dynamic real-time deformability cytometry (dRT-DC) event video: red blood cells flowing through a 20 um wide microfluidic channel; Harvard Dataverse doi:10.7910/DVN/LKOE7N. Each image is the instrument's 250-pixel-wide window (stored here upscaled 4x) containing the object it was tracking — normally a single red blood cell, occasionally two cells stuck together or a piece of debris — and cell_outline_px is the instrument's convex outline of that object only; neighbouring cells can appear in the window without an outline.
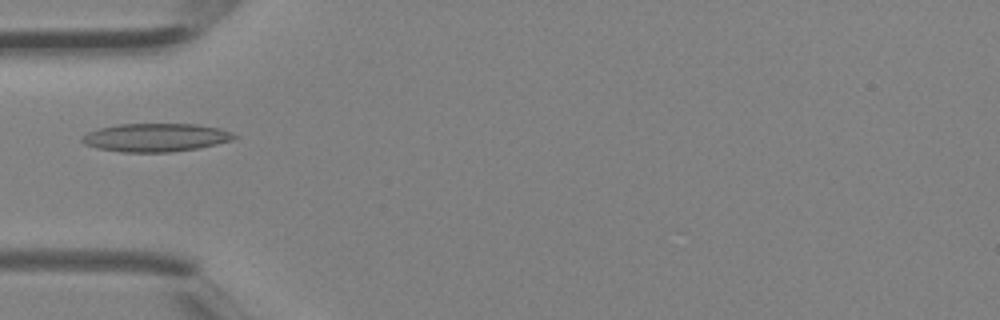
{"species": "Egyptian fruit bat (a non-hibernating species)", "species_latin": "Rousettus aegyptiacus", "temperature_condition": "room temperature", "stored_images_in_passage": 1, "camera_frame_rate_fps": 3000, "um_per_image_px": 0.085, "animal": {"sex": "female"}, "frame": {"image": 1, "passage_image": 1, "time_ms": 0.0, "image_size_px": [1000, 320], "cell_outline_px": [[240, 136], [232, 140], [216, 144], [196, 148], [172, 152], [120, 152], [96, 148], [84, 144], [80, 140], [88, 132], [100, 128], [120, 124], [196, 124], [220, 128]], "centroid_in_image_um": [13.24, 11.69], "position_along_channel_um": 71.8, "area_um2": 25.03}}